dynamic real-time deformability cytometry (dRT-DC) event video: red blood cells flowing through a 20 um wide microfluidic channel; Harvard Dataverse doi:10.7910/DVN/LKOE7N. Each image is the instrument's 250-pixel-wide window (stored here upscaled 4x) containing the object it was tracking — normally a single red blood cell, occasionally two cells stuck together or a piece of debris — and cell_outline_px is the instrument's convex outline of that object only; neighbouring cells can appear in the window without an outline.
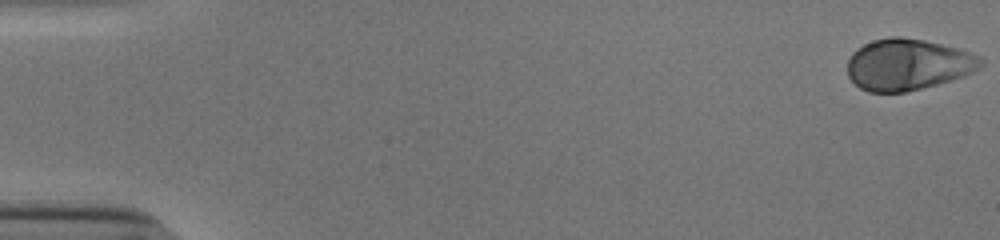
{"species": "human", "species_latin": "Homo sapiens", "temperature_condition": "cold", "stored_images_in_passage": 49, "camera_frame_rate_fps": 3000, "um_per_image_px": 0.085, "donor": {"sex": "male"}, "frame": {"image": 1, "passage_image": 1, "time_ms": 0.0, "image_size_px": [1000, 240], "cell_outline_px": [[984, 64], [980, 68], [964, 76], [936, 84], [904, 92], [868, 92], [860, 88], [848, 76], [848, 60], [852, 52], [856, 48], [872, 40], [892, 36], [900, 36], [924, 40], [956, 48], [968, 52], [984, 60]], "centroid_in_image_um": [77.14, 5.48], "position_along_channel_um": 7.9, "area_um2": 39.71}}
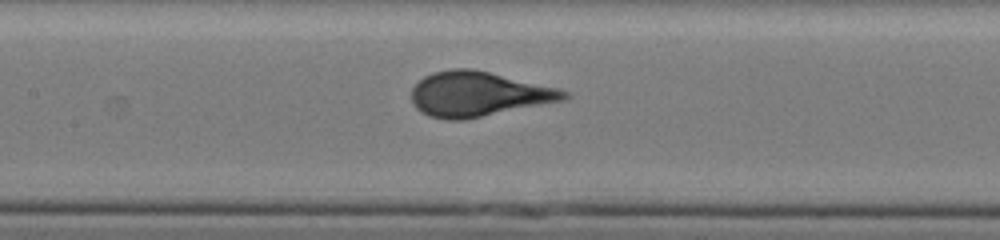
{"frame": {"image": 2, "passage_image": 26, "time_ms": 8.333, "image_size_px": [1000, 240], "cell_outline_px": [[572, 96], [564, 100], [464, 120], [448, 120], [428, 116], [416, 108], [412, 100], [412, 88], [424, 76], [432, 72], [452, 68], [472, 68], [560, 88], [568, 92]], "centroid_in_image_um": [40.67, 7.99], "position_along_channel_um": 166.7, "area_um2": 39.94}}
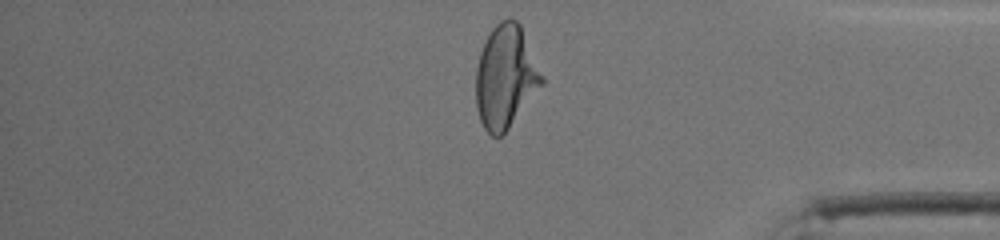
{"frame": {"image": 3, "passage_image": 45, "time_ms": 14.667, "image_size_px": [1000, 240], "cell_outline_px": [[544, 84], [504, 136], [492, 136], [484, 128], [480, 120], [476, 108], [476, 68], [480, 52], [492, 28], [500, 20], [508, 16], [512, 16], [520, 24], [544, 76]], "centroid_in_image_um": [42.99, 6.55], "position_along_channel_um": 392.2, "area_um2": 40.17}}